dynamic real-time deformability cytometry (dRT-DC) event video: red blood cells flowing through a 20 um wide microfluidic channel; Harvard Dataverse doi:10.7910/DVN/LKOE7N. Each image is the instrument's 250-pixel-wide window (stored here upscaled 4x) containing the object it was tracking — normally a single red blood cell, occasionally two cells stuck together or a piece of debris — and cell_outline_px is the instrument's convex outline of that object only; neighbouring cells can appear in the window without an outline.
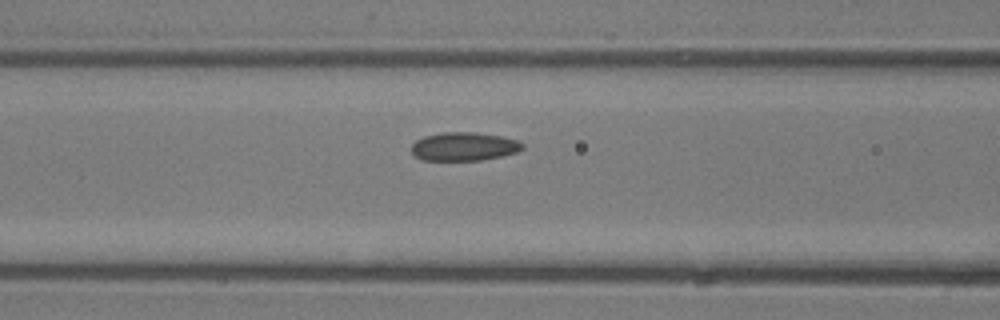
{"species": "common noctule bat (a hibernating species)", "species_latin": "Nyctalus noctula", "temperature_condition": "room temperature", "stored_images_in_passage": 5, "camera_frame_rate_fps": 3000, "um_per_image_px": 0.085, "animal": {"sex": "male", "body_mass_g": 13.3}, "frame": {"image": 1, "passage_image": 5, "time_ms": 4.667, "image_size_px": [1000, 320], "cell_outline_px": [[524, 148], [516, 152], [504, 156], [484, 160], [420, 160], [412, 152], [412, 144], [416, 140], [424, 136], [444, 132], [476, 132], [500, 136], [516, 140], [524, 144]], "centroid_in_image_um": [39.45, 12.46], "position_along_channel_um": 127.2, "area_um2": 18.5}}